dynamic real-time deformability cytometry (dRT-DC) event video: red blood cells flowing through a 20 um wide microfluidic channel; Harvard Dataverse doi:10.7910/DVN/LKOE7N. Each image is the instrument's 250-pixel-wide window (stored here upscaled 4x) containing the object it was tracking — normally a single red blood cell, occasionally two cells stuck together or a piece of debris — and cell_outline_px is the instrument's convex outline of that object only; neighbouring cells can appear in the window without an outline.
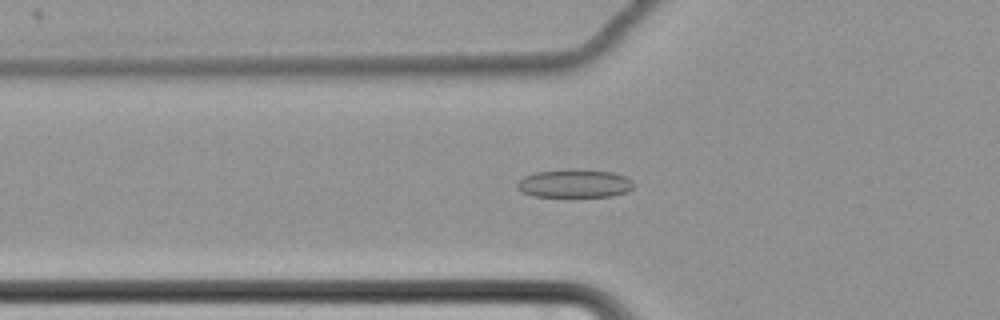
{"species": "common noctule bat (a hibernating species)", "species_latin": "Nyctalus noctula", "temperature_condition": "cold", "stored_images_in_passage": 65, "camera_frame_rate_fps": 3000, "um_per_image_px": 0.085, "animal": {"sex": "female", "body_mass_g": 22.7, "forearm_length_mm": 54.2}, "frame": {"image": 1, "passage_image": 26, "time_ms": 8.333, "image_size_px": [1000, 320], "cell_outline_px": [[632, 188], [628, 192], [612, 196], [532, 196], [520, 192], [516, 188], [516, 184], [524, 176], [536, 172], [568, 168], [580, 168], [612, 172], [624, 176], [632, 180]], "centroid_in_image_um": [48.81, 15.58], "position_along_channel_um": 77.0, "area_um2": 19.48}}
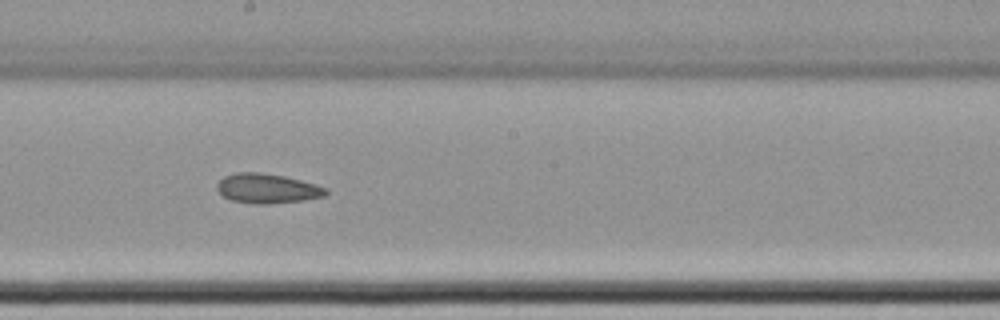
{"frame": {"image": 2, "passage_image": 39, "time_ms": 12.667, "image_size_px": [1000, 320], "cell_outline_px": [[328, 192], [324, 196], [304, 200], [264, 204], [252, 204], [232, 200], [224, 196], [216, 188], [216, 184], [224, 176], [236, 172], [260, 172], [284, 176], [316, 184], [328, 188]], "centroid_in_image_um": [22.71, 16.01], "position_along_channel_um": 225.5, "area_um2": 18.79}}
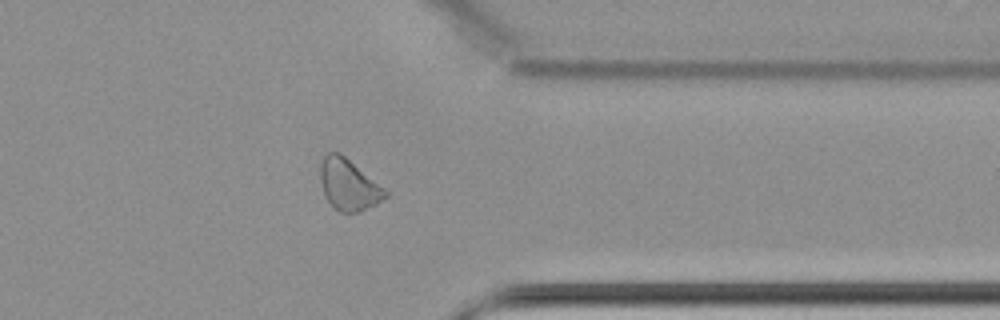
{"frame": {"image": 3, "passage_image": 53, "time_ms": 17.333, "image_size_px": [1000, 320], "cell_outline_px": [[388, 196], [376, 204], [356, 212], [340, 212], [324, 196], [320, 180], [320, 164], [324, 156], [328, 152], [340, 152], [384, 188], [388, 192]], "centroid_in_image_um": [29.61, 15.68], "position_along_channel_um": 381.8, "area_um2": 19.13}, "authors_computed_cell_mechanics": {"area_um2": 20.3456, "velocity_mm_per_s": 3.4544, "shape_relaxation_time_tau1_ms": null, "shape_relaxation_time_tau2_ms": 5.3927, "deformation_change_tau1": null, "deformation_change_tau2": 0.1053}}